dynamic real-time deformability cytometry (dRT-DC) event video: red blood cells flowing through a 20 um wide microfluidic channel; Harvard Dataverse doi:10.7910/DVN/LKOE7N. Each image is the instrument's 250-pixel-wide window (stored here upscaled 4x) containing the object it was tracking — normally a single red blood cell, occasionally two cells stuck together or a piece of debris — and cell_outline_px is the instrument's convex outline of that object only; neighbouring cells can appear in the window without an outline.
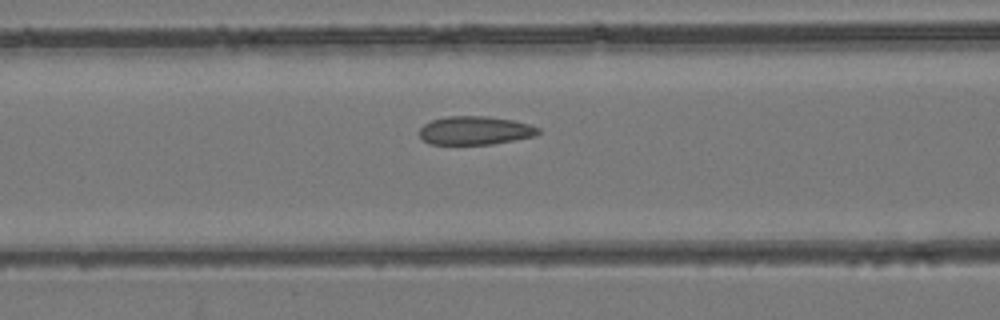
{"species": "common noctule bat (a hibernating species)", "species_latin": "Nyctalus noctula", "temperature_condition": "room temperature", "stored_images_in_passage": 50, "camera_frame_rate_fps": 3000, "um_per_image_px": 0.085, "animal": {"sex": "female", "body_mass_g": 24.6, "forearm_length_mm": 56.2}, "frame": {"image": 1, "passage_image": 21, "time_ms": 6.667, "image_size_px": [1000, 320], "cell_outline_px": [[540, 132], [536, 136], [492, 144], [428, 144], [420, 136], [420, 128], [424, 124], [432, 120], [448, 116], [488, 116], [512, 120], [528, 124], [540, 128]], "centroid_in_image_um": [40.39, 11.09], "position_along_channel_um": 126.2, "area_um2": 19.71}}
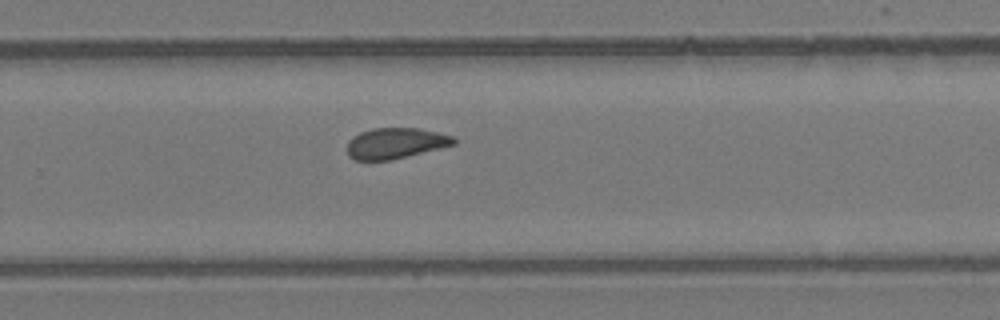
{"frame": {"image": 2, "passage_image": 33, "time_ms": 10.667, "image_size_px": [1000, 320], "cell_outline_px": [[456, 144], [392, 160], [356, 160], [348, 156], [348, 140], [360, 132], [372, 128], [420, 128], [452, 136], [456, 140]], "centroid_in_image_um": [33.61, 12.17], "position_along_channel_um": 296.2, "area_um2": 19.07}}
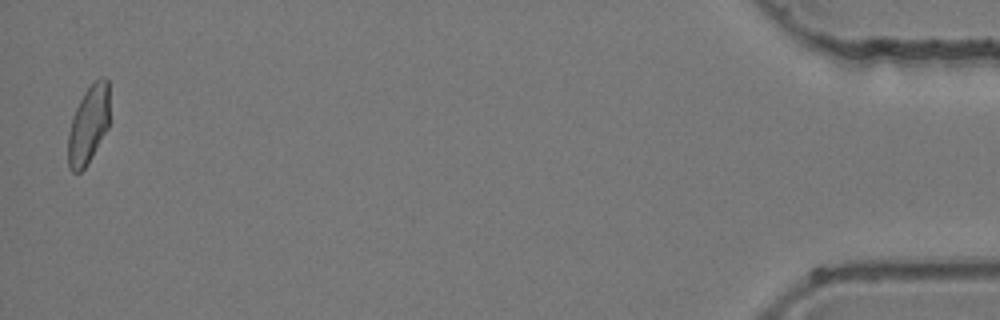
{"frame": {"image": 3, "passage_image": 49, "time_ms": 16.0, "image_size_px": [1000, 320], "cell_outline_px": [[108, 128], [88, 164], [80, 172], [72, 172], [68, 168], [68, 132], [72, 116], [84, 92], [96, 80], [104, 76], [108, 80]], "centroid_in_image_um": [7.5, 10.64], "position_along_channel_um": 427.7, "area_um2": 18.84}}